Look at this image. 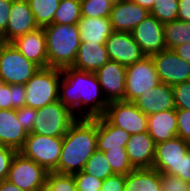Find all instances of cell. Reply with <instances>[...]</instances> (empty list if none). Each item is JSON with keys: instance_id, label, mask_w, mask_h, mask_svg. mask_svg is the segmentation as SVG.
Returning <instances> with one entry per match:
<instances>
[{"instance_id": "6da1fadb", "label": "cell", "mask_w": 190, "mask_h": 191, "mask_svg": "<svg viewBox=\"0 0 190 191\" xmlns=\"http://www.w3.org/2000/svg\"><path fill=\"white\" fill-rule=\"evenodd\" d=\"M61 72L59 101L77 118L103 116L109 102L103 94L96 74L74 67H66Z\"/></svg>"}, {"instance_id": "7a4b0ae2", "label": "cell", "mask_w": 190, "mask_h": 191, "mask_svg": "<svg viewBox=\"0 0 190 191\" xmlns=\"http://www.w3.org/2000/svg\"><path fill=\"white\" fill-rule=\"evenodd\" d=\"M97 150V117L77 118L63 136V144L55 172L74 175L84 169Z\"/></svg>"}, {"instance_id": "3957f363", "label": "cell", "mask_w": 190, "mask_h": 191, "mask_svg": "<svg viewBox=\"0 0 190 191\" xmlns=\"http://www.w3.org/2000/svg\"><path fill=\"white\" fill-rule=\"evenodd\" d=\"M46 35L48 67H72L81 43L76 24H51L43 28Z\"/></svg>"}, {"instance_id": "277c9868", "label": "cell", "mask_w": 190, "mask_h": 191, "mask_svg": "<svg viewBox=\"0 0 190 191\" xmlns=\"http://www.w3.org/2000/svg\"><path fill=\"white\" fill-rule=\"evenodd\" d=\"M61 69L40 68L25 84L26 107L42 108L59 100Z\"/></svg>"}, {"instance_id": "5b68a950", "label": "cell", "mask_w": 190, "mask_h": 191, "mask_svg": "<svg viewBox=\"0 0 190 191\" xmlns=\"http://www.w3.org/2000/svg\"><path fill=\"white\" fill-rule=\"evenodd\" d=\"M62 144L63 137L28 133L24 146L19 152L50 172L58 168Z\"/></svg>"}, {"instance_id": "8992f818", "label": "cell", "mask_w": 190, "mask_h": 191, "mask_svg": "<svg viewBox=\"0 0 190 191\" xmlns=\"http://www.w3.org/2000/svg\"><path fill=\"white\" fill-rule=\"evenodd\" d=\"M40 69L26 59L11 43L0 47V77L9 85H25Z\"/></svg>"}, {"instance_id": "52a82bcc", "label": "cell", "mask_w": 190, "mask_h": 191, "mask_svg": "<svg viewBox=\"0 0 190 191\" xmlns=\"http://www.w3.org/2000/svg\"><path fill=\"white\" fill-rule=\"evenodd\" d=\"M76 119L73 112L58 100L37 109V117L31 133L63 137Z\"/></svg>"}, {"instance_id": "ba28073f", "label": "cell", "mask_w": 190, "mask_h": 191, "mask_svg": "<svg viewBox=\"0 0 190 191\" xmlns=\"http://www.w3.org/2000/svg\"><path fill=\"white\" fill-rule=\"evenodd\" d=\"M48 171L17 152L12 159L7 179L23 191H44Z\"/></svg>"}, {"instance_id": "9c48e42d", "label": "cell", "mask_w": 190, "mask_h": 191, "mask_svg": "<svg viewBox=\"0 0 190 191\" xmlns=\"http://www.w3.org/2000/svg\"><path fill=\"white\" fill-rule=\"evenodd\" d=\"M160 83L152 57L145 56L126 67L125 101L133 102Z\"/></svg>"}, {"instance_id": "30bf717a", "label": "cell", "mask_w": 190, "mask_h": 191, "mask_svg": "<svg viewBox=\"0 0 190 191\" xmlns=\"http://www.w3.org/2000/svg\"><path fill=\"white\" fill-rule=\"evenodd\" d=\"M112 125L124 129L129 134L147 132V115L133 102L112 101L103 115Z\"/></svg>"}, {"instance_id": "8fae6325", "label": "cell", "mask_w": 190, "mask_h": 191, "mask_svg": "<svg viewBox=\"0 0 190 191\" xmlns=\"http://www.w3.org/2000/svg\"><path fill=\"white\" fill-rule=\"evenodd\" d=\"M190 150V142L176 136L155 146L152 168L160 173L177 176L182 157Z\"/></svg>"}, {"instance_id": "7c38bea8", "label": "cell", "mask_w": 190, "mask_h": 191, "mask_svg": "<svg viewBox=\"0 0 190 191\" xmlns=\"http://www.w3.org/2000/svg\"><path fill=\"white\" fill-rule=\"evenodd\" d=\"M161 83L175 85L190 81V63L180 58L172 49L151 55Z\"/></svg>"}, {"instance_id": "4fadbf2b", "label": "cell", "mask_w": 190, "mask_h": 191, "mask_svg": "<svg viewBox=\"0 0 190 191\" xmlns=\"http://www.w3.org/2000/svg\"><path fill=\"white\" fill-rule=\"evenodd\" d=\"M39 28L28 0H13L5 33L0 37L4 43H11L17 37Z\"/></svg>"}, {"instance_id": "5bb4252c", "label": "cell", "mask_w": 190, "mask_h": 191, "mask_svg": "<svg viewBox=\"0 0 190 191\" xmlns=\"http://www.w3.org/2000/svg\"><path fill=\"white\" fill-rule=\"evenodd\" d=\"M131 34L145 56H151L166 49L163 23L151 14L138 24Z\"/></svg>"}, {"instance_id": "9a60e30c", "label": "cell", "mask_w": 190, "mask_h": 191, "mask_svg": "<svg viewBox=\"0 0 190 191\" xmlns=\"http://www.w3.org/2000/svg\"><path fill=\"white\" fill-rule=\"evenodd\" d=\"M105 45L110 60L126 67L145 57L140 46L129 32L114 31L106 40Z\"/></svg>"}, {"instance_id": "2e32d148", "label": "cell", "mask_w": 190, "mask_h": 191, "mask_svg": "<svg viewBox=\"0 0 190 191\" xmlns=\"http://www.w3.org/2000/svg\"><path fill=\"white\" fill-rule=\"evenodd\" d=\"M95 74L108 102L125 101L126 66L109 60Z\"/></svg>"}, {"instance_id": "e0dca14e", "label": "cell", "mask_w": 190, "mask_h": 191, "mask_svg": "<svg viewBox=\"0 0 190 191\" xmlns=\"http://www.w3.org/2000/svg\"><path fill=\"white\" fill-rule=\"evenodd\" d=\"M150 12L132 0H118L113 3L110 22L116 32H129L140 24Z\"/></svg>"}, {"instance_id": "ac0fdd59", "label": "cell", "mask_w": 190, "mask_h": 191, "mask_svg": "<svg viewBox=\"0 0 190 191\" xmlns=\"http://www.w3.org/2000/svg\"><path fill=\"white\" fill-rule=\"evenodd\" d=\"M133 103L147 116L176 109L173 87L165 83H160L147 92H143Z\"/></svg>"}, {"instance_id": "d6986e66", "label": "cell", "mask_w": 190, "mask_h": 191, "mask_svg": "<svg viewBox=\"0 0 190 191\" xmlns=\"http://www.w3.org/2000/svg\"><path fill=\"white\" fill-rule=\"evenodd\" d=\"M11 44L40 68L48 67L46 35L43 28L17 37Z\"/></svg>"}, {"instance_id": "ffe728a7", "label": "cell", "mask_w": 190, "mask_h": 191, "mask_svg": "<svg viewBox=\"0 0 190 191\" xmlns=\"http://www.w3.org/2000/svg\"><path fill=\"white\" fill-rule=\"evenodd\" d=\"M155 142L148 132L131 135L125 145L127 157L134 169L152 168Z\"/></svg>"}, {"instance_id": "44dd1931", "label": "cell", "mask_w": 190, "mask_h": 191, "mask_svg": "<svg viewBox=\"0 0 190 191\" xmlns=\"http://www.w3.org/2000/svg\"><path fill=\"white\" fill-rule=\"evenodd\" d=\"M27 136L28 133L17 120L16 109L0 110V145L19 152Z\"/></svg>"}, {"instance_id": "7402d4cb", "label": "cell", "mask_w": 190, "mask_h": 191, "mask_svg": "<svg viewBox=\"0 0 190 191\" xmlns=\"http://www.w3.org/2000/svg\"><path fill=\"white\" fill-rule=\"evenodd\" d=\"M147 132L155 144L177 136L176 109L160 111L147 116Z\"/></svg>"}, {"instance_id": "603a6c76", "label": "cell", "mask_w": 190, "mask_h": 191, "mask_svg": "<svg viewBox=\"0 0 190 191\" xmlns=\"http://www.w3.org/2000/svg\"><path fill=\"white\" fill-rule=\"evenodd\" d=\"M110 60L105 44L81 42L72 67L87 72H96Z\"/></svg>"}, {"instance_id": "cb8c5ba5", "label": "cell", "mask_w": 190, "mask_h": 191, "mask_svg": "<svg viewBox=\"0 0 190 191\" xmlns=\"http://www.w3.org/2000/svg\"><path fill=\"white\" fill-rule=\"evenodd\" d=\"M131 134L112 125L104 116L97 117V150L125 149Z\"/></svg>"}, {"instance_id": "d4e9b609", "label": "cell", "mask_w": 190, "mask_h": 191, "mask_svg": "<svg viewBox=\"0 0 190 191\" xmlns=\"http://www.w3.org/2000/svg\"><path fill=\"white\" fill-rule=\"evenodd\" d=\"M81 42L105 44L114 32L109 17H81L78 22Z\"/></svg>"}, {"instance_id": "484cf974", "label": "cell", "mask_w": 190, "mask_h": 191, "mask_svg": "<svg viewBox=\"0 0 190 191\" xmlns=\"http://www.w3.org/2000/svg\"><path fill=\"white\" fill-rule=\"evenodd\" d=\"M161 173L153 168L133 169L126 175L124 191H162Z\"/></svg>"}, {"instance_id": "4316f807", "label": "cell", "mask_w": 190, "mask_h": 191, "mask_svg": "<svg viewBox=\"0 0 190 191\" xmlns=\"http://www.w3.org/2000/svg\"><path fill=\"white\" fill-rule=\"evenodd\" d=\"M166 49L190 43V22L174 20L163 24Z\"/></svg>"}, {"instance_id": "83f0119b", "label": "cell", "mask_w": 190, "mask_h": 191, "mask_svg": "<svg viewBox=\"0 0 190 191\" xmlns=\"http://www.w3.org/2000/svg\"><path fill=\"white\" fill-rule=\"evenodd\" d=\"M61 0H28L39 28L53 23V18Z\"/></svg>"}, {"instance_id": "f1b7e54d", "label": "cell", "mask_w": 190, "mask_h": 191, "mask_svg": "<svg viewBox=\"0 0 190 191\" xmlns=\"http://www.w3.org/2000/svg\"><path fill=\"white\" fill-rule=\"evenodd\" d=\"M26 106L25 85L5 84L0 88V110Z\"/></svg>"}, {"instance_id": "f546056e", "label": "cell", "mask_w": 190, "mask_h": 191, "mask_svg": "<svg viewBox=\"0 0 190 191\" xmlns=\"http://www.w3.org/2000/svg\"><path fill=\"white\" fill-rule=\"evenodd\" d=\"M81 19L80 0H61L52 24L78 25Z\"/></svg>"}, {"instance_id": "4dcf8cb0", "label": "cell", "mask_w": 190, "mask_h": 191, "mask_svg": "<svg viewBox=\"0 0 190 191\" xmlns=\"http://www.w3.org/2000/svg\"><path fill=\"white\" fill-rule=\"evenodd\" d=\"M83 171L101 180L114 175L105 153L99 150H96L87 160Z\"/></svg>"}, {"instance_id": "1f68e13d", "label": "cell", "mask_w": 190, "mask_h": 191, "mask_svg": "<svg viewBox=\"0 0 190 191\" xmlns=\"http://www.w3.org/2000/svg\"><path fill=\"white\" fill-rule=\"evenodd\" d=\"M179 0H155L150 14L161 23L178 20Z\"/></svg>"}, {"instance_id": "d6a6232c", "label": "cell", "mask_w": 190, "mask_h": 191, "mask_svg": "<svg viewBox=\"0 0 190 191\" xmlns=\"http://www.w3.org/2000/svg\"><path fill=\"white\" fill-rule=\"evenodd\" d=\"M81 17H109L112 10V0H80Z\"/></svg>"}, {"instance_id": "836d02e7", "label": "cell", "mask_w": 190, "mask_h": 191, "mask_svg": "<svg viewBox=\"0 0 190 191\" xmlns=\"http://www.w3.org/2000/svg\"><path fill=\"white\" fill-rule=\"evenodd\" d=\"M114 174L127 175L134 168L130 164L125 149H108L104 152Z\"/></svg>"}, {"instance_id": "e575fe53", "label": "cell", "mask_w": 190, "mask_h": 191, "mask_svg": "<svg viewBox=\"0 0 190 191\" xmlns=\"http://www.w3.org/2000/svg\"><path fill=\"white\" fill-rule=\"evenodd\" d=\"M44 191H77L74 176L50 171L47 175V186Z\"/></svg>"}, {"instance_id": "d590c367", "label": "cell", "mask_w": 190, "mask_h": 191, "mask_svg": "<svg viewBox=\"0 0 190 191\" xmlns=\"http://www.w3.org/2000/svg\"><path fill=\"white\" fill-rule=\"evenodd\" d=\"M77 191H95L101 190L103 180L90 175L83 170L74 174Z\"/></svg>"}, {"instance_id": "8d00e7d4", "label": "cell", "mask_w": 190, "mask_h": 191, "mask_svg": "<svg viewBox=\"0 0 190 191\" xmlns=\"http://www.w3.org/2000/svg\"><path fill=\"white\" fill-rule=\"evenodd\" d=\"M176 109L190 110V81H185L172 86Z\"/></svg>"}, {"instance_id": "74e56055", "label": "cell", "mask_w": 190, "mask_h": 191, "mask_svg": "<svg viewBox=\"0 0 190 191\" xmlns=\"http://www.w3.org/2000/svg\"><path fill=\"white\" fill-rule=\"evenodd\" d=\"M162 191H189L190 184L178 176L161 173Z\"/></svg>"}, {"instance_id": "f35d334b", "label": "cell", "mask_w": 190, "mask_h": 191, "mask_svg": "<svg viewBox=\"0 0 190 191\" xmlns=\"http://www.w3.org/2000/svg\"><path fill=\"white\" fill-rule=\"evenodd\" d=\"M16 117L26 132L31 133L37 117V109L26 106L21 107L16 109Z\"/></svg>"}, {"instance_id": "ab89813d", "label": "cell", "mask_w": 190, "mask_h": 191, "mask_svg": "<svg viewBox=\"0 0 190 191\" xmlns=\"http://www.w3.org/2000/svg\"><path fill=\"white\" fill-rule=\"evenodd\" d=\"M177 136L190 142V110L176 109Z\"/></svg>"}, {"instance_id": "60d3db41", "label": "cell", "mask_w": 190, "mask_h": 191, "mask_svg": "<svg viewBox=\"0 0 190 191\" xmlns=\"http://www.w3.org/2000/svg\"><path fill=\"white\" fill-rule=\"evenodd\" d=\"M16 150L0 145V181L7 179L8 171Z\"/></svg>"}, {"instance_id": "b9f144b4", "label": "cell", "mask_w": 190, "mask_h": 191, "mask_svg": "<svg viewBox=\"0 0 190 191\" xmlns=\"http://www.w3.org/2000/svg\"><path fill=\"white\" fill-rule=\"evenodd\" d=\"M126 175L114 174L103 180L101 191H124Z\"/></svg>"}, {"instance_id": "7bdbcfd3", "label": "cell", "mask_w": 190, "mask_h": 191, "mask_svg": "<svg viewBox=\"0 0 190 191\" xmlns=\"http://www.w3.org/2000/svg\"><path fill=\"white\" fill-rule=\"evenodd\" d=\"M13 0H0V37L5 33Z\"/></svg>"}, {"instance_id": "ee69618b", "label": "cell", "mask_w": 190, "mask_h": 191, "mask_svg": "<svg viewBox=\"0 0 190 191\" xmlns=\"http://www.w3.org/2000/svg\"><path fill=\"white\" fill-rule=\"evenodd\" d=\"M177 176L190 184V150L182 157L180 172Z\"/></svg>"}, {"instance_id": "f6af8a7d", "label": "cell", "mask_w": 190, "mask_h": 191, "mask_svg": "<svg viewBox=\"0 0 190 191\" xmlns=\"http://www.w3.org/2000/svg\"><path fill=\"white\" fill-rule=\"evenodd\" d=\"M178 20L190 22V0H179Z\"/></svg>"}, {"instance_id": "bcb514c9", "label": "cell", "mask_w": 190, "mask_h": 191, "mask_svg": "<svg viewBox=\"0 0 190 191\" xmlns=\"http://www.w3.org/2000/svg\"><path fill=\"white\" fill-rule=\"evenodd\" d=\"M172 50L184 61L190 63V43H184Z\"/></svg>"}, {"instance_id": "7dc6e473", "label": "cell", "mask_w": 190, "mask_h": 191, "mask_svg": "<svg viewBox=\"0 0 190 191\" xmlns=\"http://www.w3.org/2000/svg\"><path fill=\"white\" fill-rule=\"evenodd\" d=\"M0 191H23L8 180L0 181Z\"/></svg>"}, {"instance_id": "c3c4849f", "label": "cell", "mask_w": 190, "mask_h": 191, "mask_svg": "<svg viewBox=\"0 0 190 191\" xmlns=\"http://www.w3.org/2000/svg\"><path fill=\"white\" fill-rule=\"evenodd\" d=\"M141 7L147 9L149 12L152 10L155 0H132Z\"/></svg>"}, {"instance_id": "681fc988", "label": "cell", "mask_w": 190, "mask_h": 191, "mask_svg": "<svg viewBox=\"0 0 190 191\" xmlns=\"http://www.w3.org/2000/svg\"><path fill=\"white\" fill-rule=\"evenodd\" d=\"M6 82L0 77V88L3 87Z\"/></svg>"}]
</instances>
